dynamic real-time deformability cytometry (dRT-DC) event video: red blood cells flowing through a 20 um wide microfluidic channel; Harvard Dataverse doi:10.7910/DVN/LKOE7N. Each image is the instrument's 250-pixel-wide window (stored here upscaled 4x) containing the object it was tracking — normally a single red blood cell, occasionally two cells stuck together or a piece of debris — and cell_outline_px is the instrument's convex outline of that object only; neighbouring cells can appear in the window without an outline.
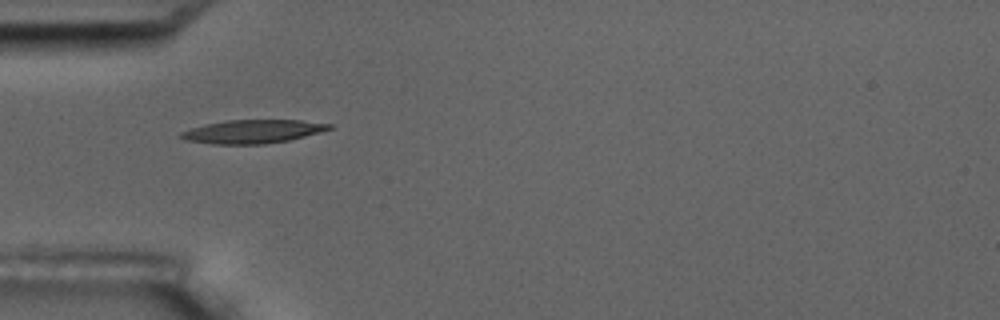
{"species": "common noctule bat (a hibernating species)", "species_latin": "Nyctalus noctula", "temperature_condition": "room temperature", "stored_images_in_passage": 2, "camera_frame_rate_fps": 3000, "um_per_image_px": 0.085, "animal": {"sex": "male", "body_mass_g": 17.5, "forearm_length_mm": 52.3}, "frame": {"image": 1, "passage_image": 1, "time_ms": 0.0, "image_size_px": [1000, 320], "cell_outline_px": [[332, 128], [304, 136], [288, 140], [264, 144], [212, 144], [184, 140], [176, 136], [180, 132], [188, 128], [204, 124], [224, 120], [300, 120], [332, 124]], "centroid_in_image_um": [21.37, 11.17], "position_along_channel_um": 63.6, "area_um2": 20.4}}